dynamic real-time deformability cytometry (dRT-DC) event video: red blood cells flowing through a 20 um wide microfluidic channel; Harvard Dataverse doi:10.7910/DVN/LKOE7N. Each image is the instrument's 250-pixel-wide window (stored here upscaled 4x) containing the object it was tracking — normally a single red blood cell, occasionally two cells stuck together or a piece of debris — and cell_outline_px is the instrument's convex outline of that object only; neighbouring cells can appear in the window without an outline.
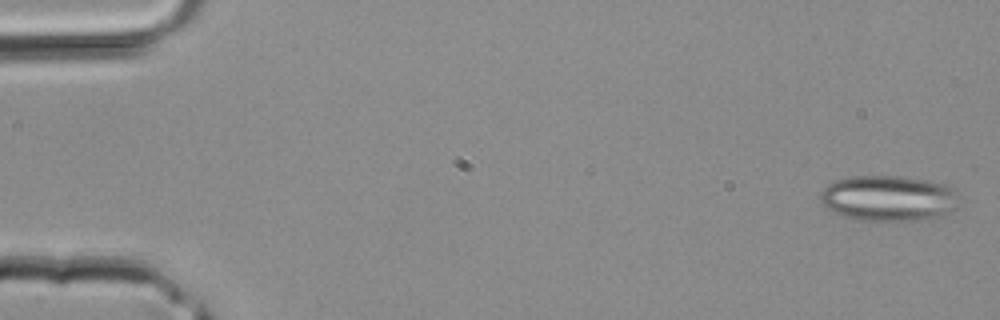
{"species": "common noctule bat (a hibernating species)", "species_latin": "Nyctalus noctula", "temperature_condition": "room temperature", "stored_images_in_passage": 41, "camera_frame_rate_fps": 3000, "um_per_image_px": 0.085, "animal": {"sex": "male", "body_mass_g": 20.4}, "frame": {"image": 1, "passage_image": 1, "time_ms": 0.0, "image_size_px": [1000, 320], "cell_outline_px": [[960, 208], [940, 216], [924, 220], [860, 220], [844, 216], [828, 208], [820, 200], [820, 192], [832, 180], [848, 176], [900, 176], [928, 180], [944, 184], [956, 188]], "centroid_in_image_um": [75.58, 16.84], "position_along_channel_um": 9.4, "area_um2": 37.34}}
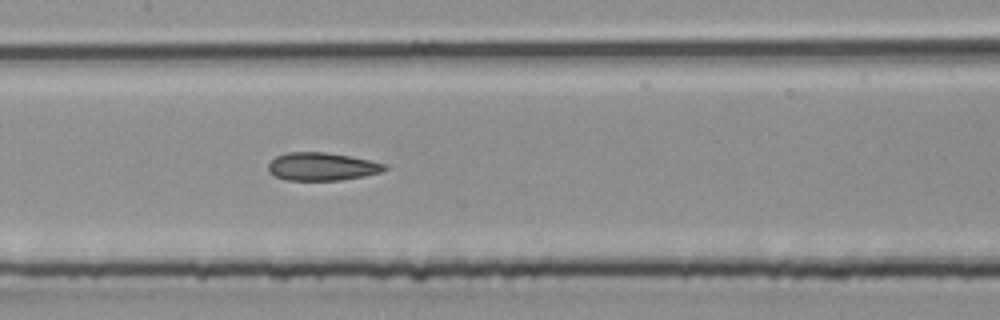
{"frame": {"image": 2, "passage_image": 20, "time_ms": 6.333, "image_size_px": [1000, 320], "cell_outline_px": [[388, 168], [380, 172], [364, 176], [340, 180], [284, 180], [268, 172], [268, 164], [276, 156], [288, 152], [324, 152], [352, 156], [388, 164]], "centroid_in_image_um": [27.38, 14.15], "position_along_channel_um": 180.0, "area_um2": 19.07}}
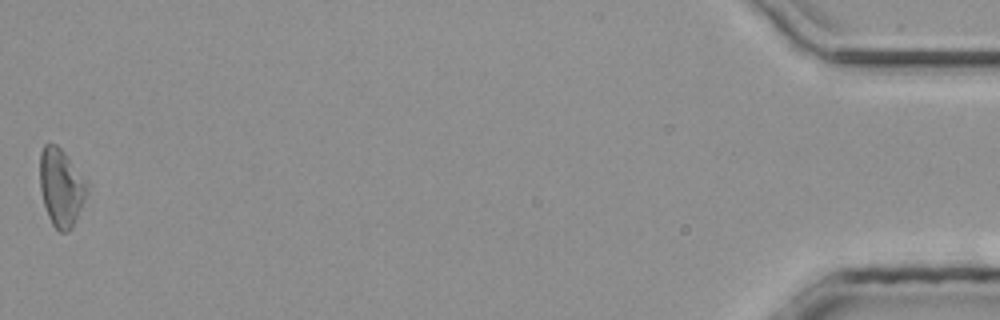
{"frame": {"image": 3, "passage_image": 41, "time_ms": 13.333, "image_size_px": [1000, 320], "cell_outline_px": [[88, 192], [72, 228], [68, 232], [60, 232], [52, 224], [48, 216], [44, 204], [40, 188], [40, 152], [44, 144], [56, 144], [64, 152], [88, 184]], "centroid_in_image_um": [5.19, 15.94], "position_along_channel_um": 430.0, "area_um2": 21.15}}